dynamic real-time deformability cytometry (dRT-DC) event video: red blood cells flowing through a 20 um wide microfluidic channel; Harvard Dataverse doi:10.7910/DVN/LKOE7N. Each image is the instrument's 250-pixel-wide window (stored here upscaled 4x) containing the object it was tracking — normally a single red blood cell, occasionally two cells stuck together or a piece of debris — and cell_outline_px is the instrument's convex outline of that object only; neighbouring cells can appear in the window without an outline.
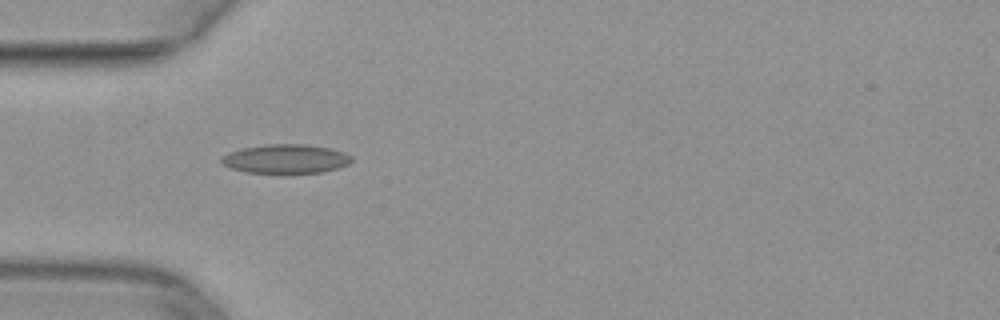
{"species": "common noctule bat (a hibernating species)", "species_latin": "Nyctalus noctula", "temperature_condition": "warm", "stored_images_in_passage": 34, "camera_frame_rate_fps": 3000, "um_per_image_px": 0.085, "animal": {"sex": "female", "body_mass_g": 29.2, "forearm_length_mm": 56.3}, "frame": {"image": 1, "passage_image": 4, "time_ms": 1.0, "image_size_px": [1000, 320], "cell_outline_px": [[352, 160], [348, 164], [324, 172], [284, 176], [280, 176], [248, 172], [232, 168], [220, 164], [220, 156], [228, 152], [244, 148], [264, 144], [308, 144], [332, 148], [344, 152], [352, 156]], "centroid_in_image_um": [24.27, 13.54], "position_along_channel_um": 60.7, "area_um2": 23.12}}
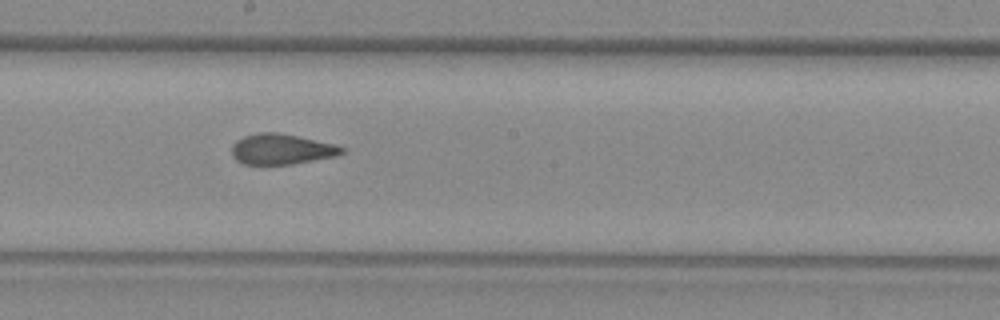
{"frame": {"image": 2, "passage_image": 16, "time_ms": 5.0, "image_size_px": [1000, 320], "cell_outline_px": [[344, 152], [336, 156], [292, 164], [244, 164], [236, 160], [232, 156], [232, 144], [236, 140], [244, 136], [256, 132], [276, 132], [336, 144], [344, 148]], "centroid_in_image_um": [23.9, 12.67], "position_along_channel_um": 224.3, "area_um2": 19.54}}
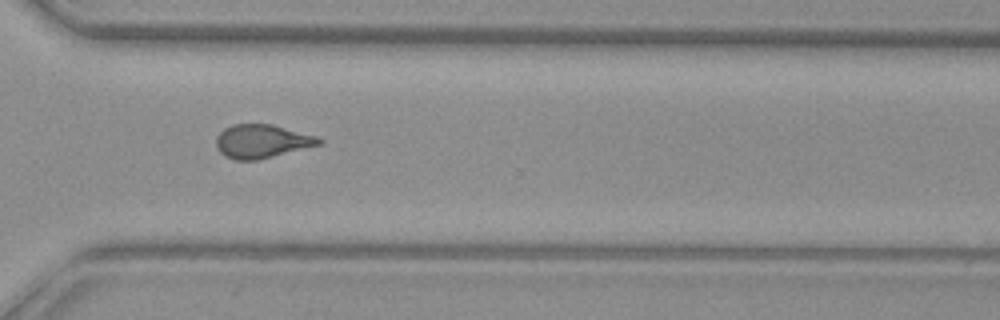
{"frame": {"image": 3, "passage_image": 25, "time_ms": 8.0, "image_size_px": [1000, 320], "cell_outline_px": [[324, 140], [320, 144], [256, 160], [236, 160], [224, 156], [216, 148], [216, 136], [224, 128], [232, 124], [272, 124], [316, 136]], "centroid_in_image_um": [22.21, 12.0], "position_along_channel_um": 348.4, "area_um2": 19.94}}